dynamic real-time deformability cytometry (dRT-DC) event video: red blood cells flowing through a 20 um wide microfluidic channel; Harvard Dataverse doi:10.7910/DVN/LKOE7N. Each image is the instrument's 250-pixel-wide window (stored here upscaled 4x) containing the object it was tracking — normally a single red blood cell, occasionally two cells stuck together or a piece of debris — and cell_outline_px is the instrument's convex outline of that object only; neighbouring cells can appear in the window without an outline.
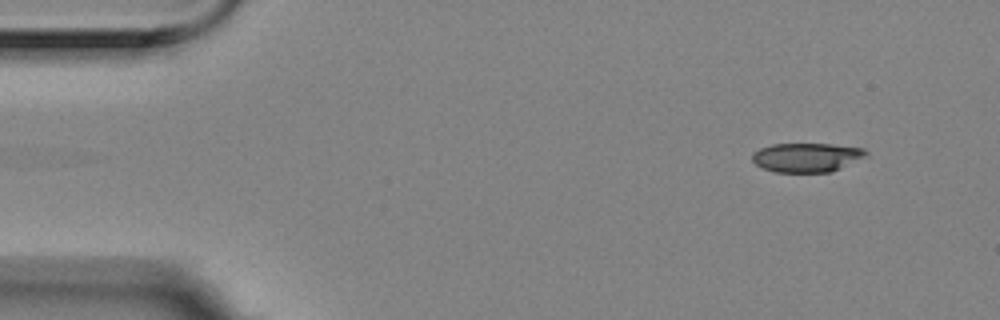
{"species": "Egyptian fruit bat (a non-hibernating species)", "species_latin": "Rousettus aegyptiacus", "temperature_condition": "room temperature", "stored_images_in_passage": 4, "camera_frame_rate_fps": 3000, "um_per_image_px": 0.085, "animal": {"sex": "female"}, "frame": {"image": 1, "passage_image": 1, "time_ms": 0.0, "image_size_px": [1000, 320], "cell_outline_px": [[868, 156], [832, 172], [776, 172], [764, 168], [756, 164], [752, 160], [752, 152], [760, 148], [772, 144], [832, 144], [864, 148], [868, 152]], "centroid_in_image_um": [68.6, 13.37], "position_along_channel_um": 16.4, "area_um2": 19.42}}
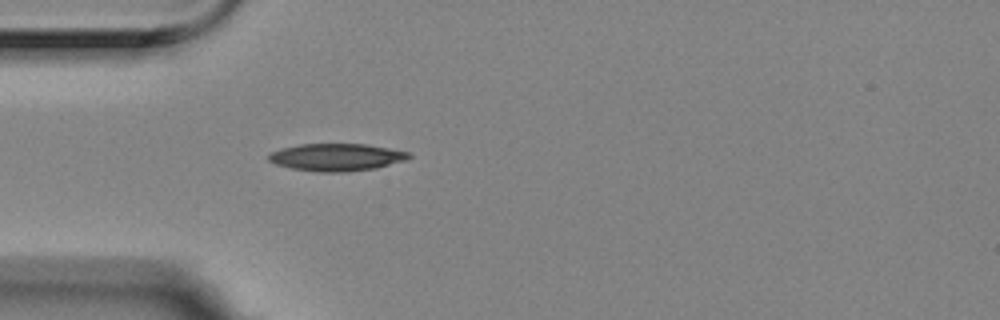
{"frame": {"image": 2, "passage_image": 4, "time_ms": 1.0, "image_size_px": [1000, 320], "cell_outline_px": [[412, 156], [408, 160], [376, 168], [344, 172], [320, 172], [292, 168], [276, 164], [268, 160], [268, 156], [272, 152], [284, 148], [300, 144], [364, 144], [388, 148], [408, 152]], "centroid_in_image_um": [28.64, 13.37], "position_along_channel_um": 56.4, "area_um2": 22.2}}